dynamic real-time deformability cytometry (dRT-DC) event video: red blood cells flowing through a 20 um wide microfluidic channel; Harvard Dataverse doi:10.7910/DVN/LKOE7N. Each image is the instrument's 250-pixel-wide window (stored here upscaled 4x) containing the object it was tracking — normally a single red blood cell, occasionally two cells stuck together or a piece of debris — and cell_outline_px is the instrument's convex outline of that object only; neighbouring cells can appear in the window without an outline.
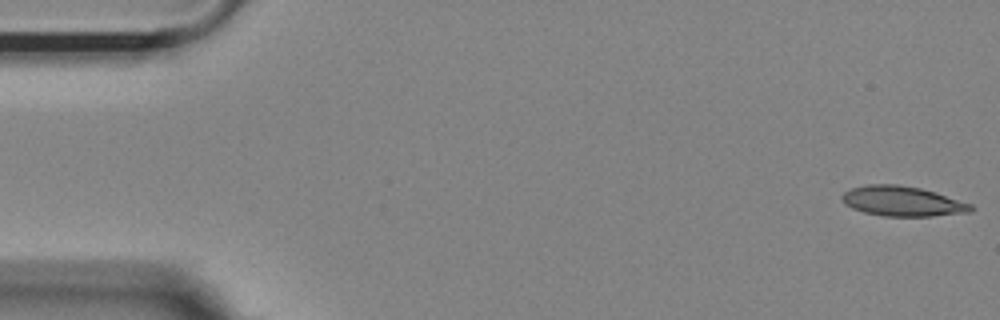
{"species": "Egyptian fruit bat (a non-hibernating species)", "species_latin": "Rousettus aegyptiacus", "temperature_condition": "room temperature", "stored_images_in_passage": 13, "camera_frame_rate_fps": 3000, "um_per_image_px": 0.085, "animal": {"sex": "female"}, "frame": {"image": 1, "passage_image": 1, "time_ms": 0.0, "image_size_px": [1000, 320], "cell_outline_px": [[976, 208], [972, 212], [932, 216], [884, 216], [864, 212], [852, 208], [844, 204], [840, 196], [844, 192], [852, 188], [868, 184], [896, 184], [920, 188], [936, 192], [972, 204]], "centroid_in_image_um": [76.73, 17.1], "position_along_channel_um": 8.3, "area_um2": 22.66}}
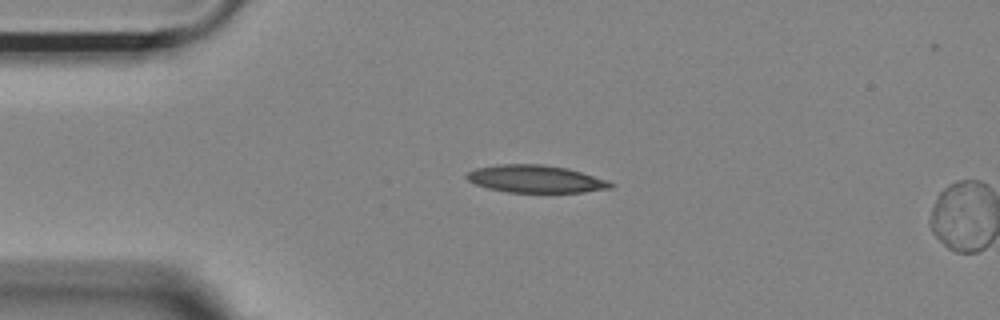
{"frame": {"image": 2, "passage_image": 12, "time_ms": 3.667, "image_size_px": [1000, 320], "cell_outline_px": [[616, 184], [612, 188], [584, 192], [508, 192], [488, 188], [476, 184], [468, 180], [464, 176], [468, 172], [476, 168], [496, 164], [544, 164], [568, 168], [608, 180]], "centroid_in_image_um": [45.55, 15.2], "position_along_channel_um": 39.5, "area_um2": 23.18}}